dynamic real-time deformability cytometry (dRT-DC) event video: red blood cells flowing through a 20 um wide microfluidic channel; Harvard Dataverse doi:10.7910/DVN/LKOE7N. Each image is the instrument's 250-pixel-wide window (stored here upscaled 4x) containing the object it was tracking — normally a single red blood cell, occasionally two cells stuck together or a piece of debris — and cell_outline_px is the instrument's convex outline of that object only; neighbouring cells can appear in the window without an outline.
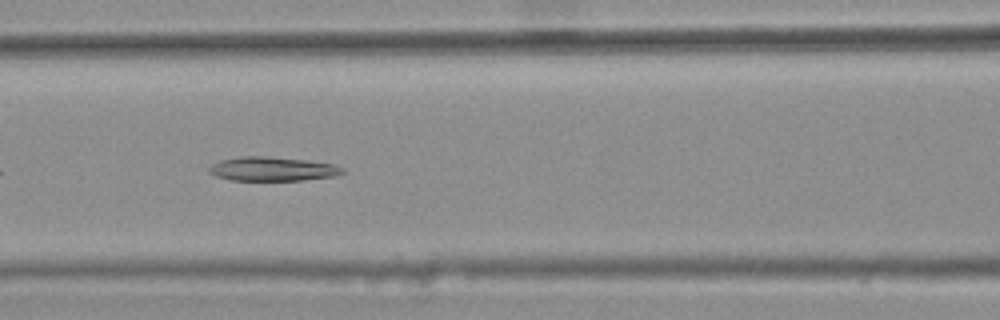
{"species": "common noctule bat (a hibernating species)", "species_latin": "Nyctalus noctula", "temperature_condition": "warm", "stored_images_in_passage": 12, "camera_frame_rate_fps": 3000, "um_per_image_px": 0.085, "animal": {"sex": "female", "body_mass_g": 25.1}, "frame": {"image": 1, "passage_image": 9, "time_ms": 2.667, "image_size_px": [1000, 320], "cell_outline_px": [[344, 172], [336, 176], [304, 180], [232, 180], [216, 176], [208, 172], [208, 168], [212, 164], [220, 160], [240, 156], [264, 156], [308, 160], [336, 164], [344, 168]], "centroid_in_image_um": [23.18, 14.35], "position_along_channel_um": 143.4, "area_um2": 18.84}}